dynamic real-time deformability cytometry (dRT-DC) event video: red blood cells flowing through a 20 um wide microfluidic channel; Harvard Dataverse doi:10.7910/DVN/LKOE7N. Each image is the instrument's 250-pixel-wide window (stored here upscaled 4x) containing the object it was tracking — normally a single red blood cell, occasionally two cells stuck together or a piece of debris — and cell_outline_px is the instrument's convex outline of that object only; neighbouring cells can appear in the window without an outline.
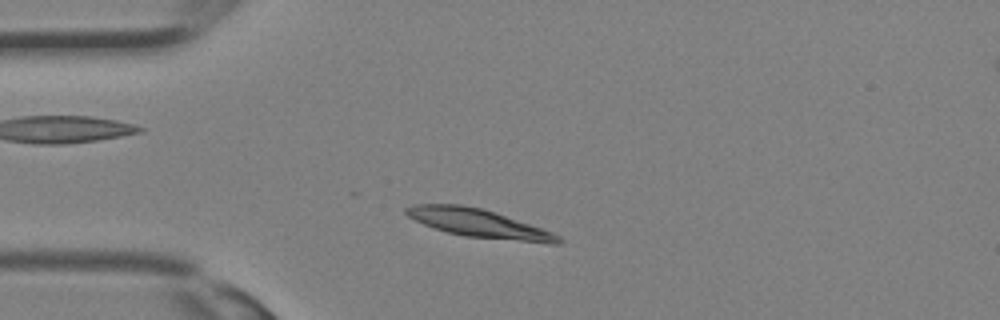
{"species": "Egyptian fruit bat (a non-hibernating species)", "species_latin": "Rousettus aegyptiacus", "temperature_condition": "room temperature", "stored_images_in_passage": 25, "camera_frame_rate_fps": 3000, "um_per_image_px": 0.085, "animal": {"sex": "female"}, "frame": {"image": 1, "passage_image": 4, "time_ms": 1.0, "image_size_px": [1000, 320], "cell_outline_px": [[564, 240], [560, 244], [548, 244], [464, 236], [448, 232], [424, 224], [408, 216], [404, 212], [404, 208], [412, 204], [460, 204], [480, 208], [496, 212], [552, 232], [560, 236]], "centroid_in_image_um": [40.73, 18.99], "position_along_channel_um": 44.3, "area_um2": 25.09}}
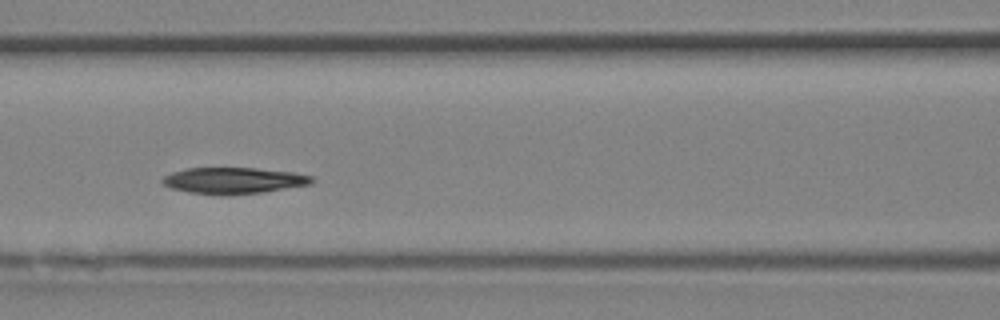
{"frame": {"image": 2, "passage_image": 10, "time_ms": 3.0, "image_size_px": [1000, 320], "cell_outline_px": [[316, 180], [312, 184], [264, 192], [228, 196], [188, 192], [172, 188], [164, 184], [160, 180], [164, 176], [172, 172], [188, 168], [256, 168], [296, 172], [312, 176]], "centroid_in_image_um": [19.91, 15.35], "position_along_channel_um": 146.7, "area_um2": 23.18}}
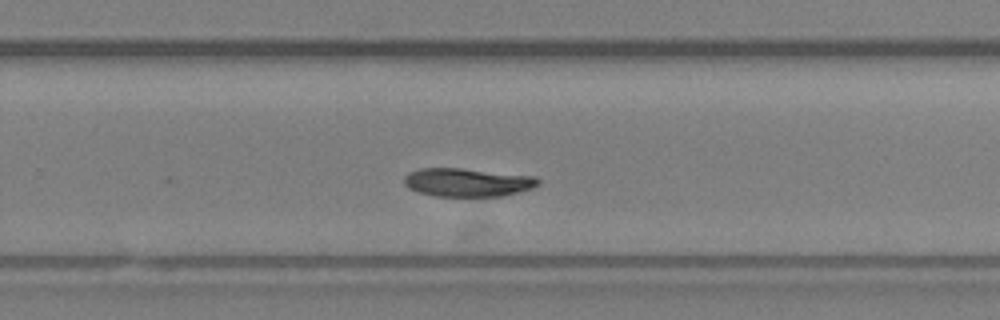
{"frame": {"image": 3, "passage_image": 17, "time_ms": 5.333, "image_size_px": [1000, 320], "cell_outline_px": [[540, 184], [532, 188], [500, 196], [436, 196], [420, 192], [408, 188], [404, 184], [404, 176], [408, 172], [420, 168], [460, 168], [536, 176], [540, 180]], "centroid_in_image_um": [39.72, 15.49], "position_along_channel_um": 290.1, "area_um2": 22.14}}